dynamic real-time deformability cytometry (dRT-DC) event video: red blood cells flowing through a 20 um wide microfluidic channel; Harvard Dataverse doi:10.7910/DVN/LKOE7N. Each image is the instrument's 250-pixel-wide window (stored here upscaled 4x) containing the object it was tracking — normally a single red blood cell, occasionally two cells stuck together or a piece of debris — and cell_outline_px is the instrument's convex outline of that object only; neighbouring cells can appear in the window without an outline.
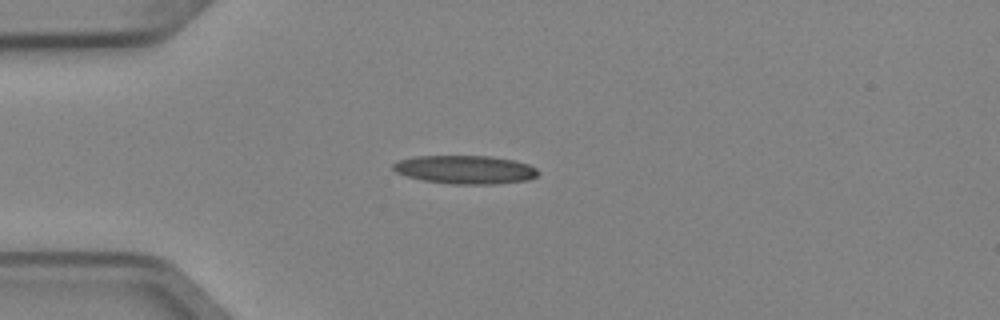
{"species": "Egyptian fruit bat (a non-hibernating species)", "species_latin": "Rousettus aegyptiacus", "temperature_condition": "cold", "stored_images_in_passage": 4, "camera_frame_rate_fps": 3000, "um_per_image_px": 0.085, "animal": {"sex": "female"}, "frame": {"image": 1, "passage_image": 3, "time_ms": 0.667, "image_size_px": [1000, 320], "cell_outline_px": [[540, 172], [536, 176], [528, 180], [496, 184], [452, 184], [424, 180], [408, 176], [396, 172], [392, 168], [392, 164], [400, 160], [416, 156], [492, 156], [516, 160], [528, 164], [536, 168]], "centroid_in_image_um": [39.58, 14.41], "position_along_channel_um": 45.4, "area_um2": 24.04}}